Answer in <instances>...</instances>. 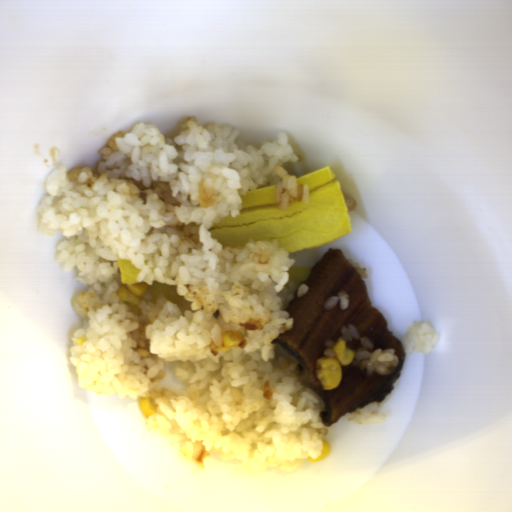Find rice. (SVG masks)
Wrapping results in <instances>:
<instances>
[{
  "instance_id": "652b925c",
  "label": "rice",
  "mask_w": 512,
  "mask_h": 512,
  "mask_svg": "<svg viewBox=\"0 0 512 512\" xmlns=\"http://www.w3.org/2000/svg\"><path fill=\"white\" fill-rule=\"evenodd\" d=\"M187 118L175 138L154 123L112 134L95 170L59 163L36 212L42 234H63L56 261L87 290L71 298L87 320L71 336L77 384L119 400L149 397L148 428L199 469L218 456L249 473L294 472L317 459L329 435L320 396L273 341L292 329L287 307L310 290L290 279L295 259L279 241L222 245L210 229L242 212V197L276 185L274 203L309 204L287 133L260 149L231 124ZM118 259L147 283L138 304L119 299ZM233 333L242 343L226 347ZM83 336L86 342L77 344ZM186 385L156 389L165 363Z\"/></svg>"
},
{
  "instance_id": "023b6e5f",
  "label": "rice",
  "mask_w": 512,
  "mask_h": 512,
  "mask_svg": "<svg viewBox=\"0 0 512 512\" xmlns=\"http://www.w3.org/2000/svg\"><path fill=\"white\" fill-rule=\"evenodd\" d=\"M341 340L346 341L347 348L354 353L352 366L360 371H365L366 376L393 375L396 371L400 357L396 355L394 348L386 350L374 349L372 340L361 337L355 326L348 324L341 328Z\"/></svg>"
},
{
  "instance_id": "8eca5e8b",
  "label": "rice",
  "mask_w": 512,
  "mask_h": 512,
  "mask_svg": "<svg viewBox=\"0 0 512 512\" xmlns=\"http://www.w3.org/2000/svg\"><path fill=\"white\" fill-rule=\"evenodd\" d=\"M439 337L430 321H417L407 327V333L401 338L403 351L405 354H412L413 351L428 354L438 343Z\"/></svg>"
},
{
  "instance_id": "acb35da6",
  "label": "rice",
  "mask_w": 512,
  "mask_h": 512,
  "mask_svg": "<svg viewBox=\"0 0 512 512\" xmlns=\"http://www.w3.org/2000/svg\"><path fill=\"white\" fill-rule=\"evenodd\" d=\"M387 417V411H383L381 403L375 400L362 408H358L348 420L352 424L375 426L384 423Z\"/></svg>"
},
{
  "instance_id": "b023fe2a",
  "label": "rice",
  "mask_w": 512,
  "mask_h": 512,
  "mask_svg": "<svg viewBox=\"0 0 512 512\" xmlns=\"http://www.w3.org/2000/svg\"><path fill=\"white\" fill-rule=\"evenodd\" d=\"M338 302L341 310L348 309L350 306V298L346 291L340 290L336 296L329 297L324 305L325 310H331Z\"/></svg>"
},
{
  "instance_id": "e3fd555f",
  "label": "rice",
  "mask_w": 512,
  "mask_h": 512,
  "mask_svg": "<svg viewBox=\"0 0 512 512\" xmlns=\"http://www.w3.org/2000/svg\"><path fill=\"white\" fill-rule=\"evenodd\" d=\"M337 342H335L332 338H328L324 343L326 350L323 351V357H335L334 346Z\"/></svg>"
},
{
  "instance_id": "a3056103",
  "label": "rice",
  "mask_w": 512,
  "mask_h": 512,
  "mask_svg": "<svg viewBox=\"0 0 512 512\" xmlns=\"http://www.w3.org/2000/svg\"><path fill=\"white\" fill-rule=\"evenodd\" d=\"M346 260L355 269V271L360 275L361 280L368 279L369 275L366 271V268H363L359 263H353V260L351 258H348Z\"/></svg>"
},
{
  "instance_id": "f2f60c81",
  "label": "rice",
  "mask_w": 512,
  "mask_h": 512,
  "mask_svg": "<svg viewBox=\"0 0 512 512\" xmlns=\"http://www.w3.org/2000/svg\"><path fill=\"white\" fill-rule=\"evenodd\" d=\"M344 201H345V205H346V209L347 211H353L357 208V202L355 199L349 197L348 195L345 196L344 198Z\"/></svg>"
}]
</instances>
